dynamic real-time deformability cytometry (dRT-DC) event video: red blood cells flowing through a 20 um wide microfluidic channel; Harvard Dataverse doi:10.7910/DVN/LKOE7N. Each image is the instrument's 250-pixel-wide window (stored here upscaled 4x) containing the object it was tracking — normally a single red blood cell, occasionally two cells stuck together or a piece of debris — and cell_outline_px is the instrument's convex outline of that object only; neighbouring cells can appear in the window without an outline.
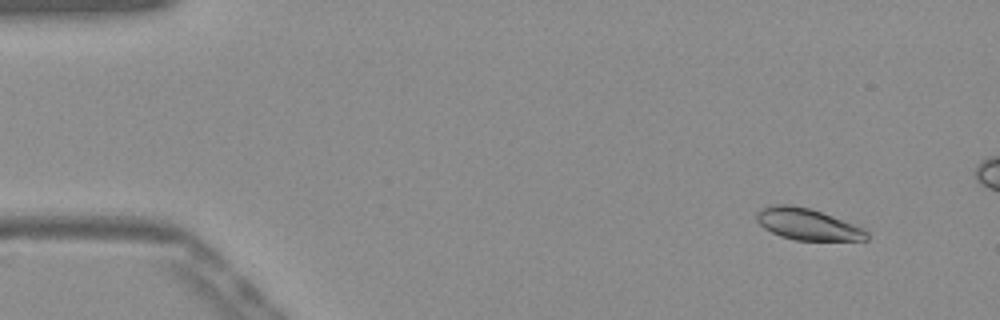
{"species": "Egyptian fruit bat (a non-hibernating species)", "species_latin": "Rousettus aegyptiacus", "temperature_condition": "warm", "stored_images_in_passage": 16, "camera_frame_rate_fps": 3000, "um_per_image_px": 0.085, "frame": {"image": 1, "passage_image": 5, "time_ms": 1.333, "image_size_px": [1000, 320], "cell_outline_px": [[868, 240], [796, 240], [780, 236], [764, 228], [756, 220], [756, 212], [764, 208], [776, 204], [788, 204], [808, 208], [832, 216], [864, 228], [868, 232]], "centroid_in_image_um": [68.64, 19.07], "position_along_channel_um": 16.4, "area_um2": 19.94}}